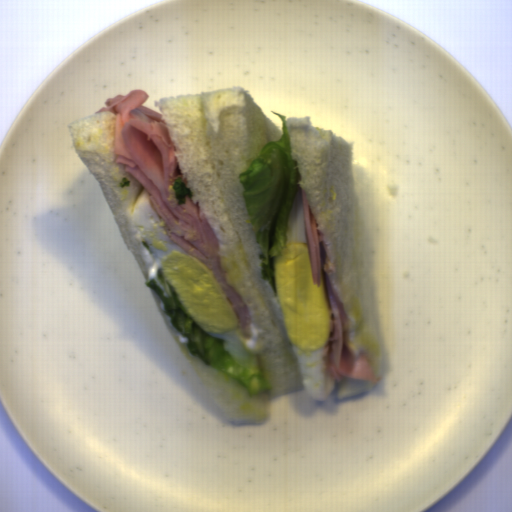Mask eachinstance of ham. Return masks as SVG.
I'll use <instances>...</instances> for the list:
<instances>
[{"mask_svg": "<svg viewBox=\"0 0 512 512\" xmlns=\"http://www.w3.org/2000/svg\"><path fill=\"white\" fill-rule=\"evenodd\" d=\"M146 90L135 88L126 94L105 99V106L94 112L116 115L113 146L114 163L124 165L129 174L148 192L165 234L207 266L236 311L241 329L251 325L250 310L238 290L227 278L219 261L220 240L204 216L200 200L189 195L178 204L173 184L187 179L177 161L169 126L162 114L142 106L149 98Z\"/></svg>", "mask_w": 512, "mask_h": 512, "instance_id": "1", "label": "ham"}, {"mask_svg": "<svg viewBox=\"0 0 512 512\" xmlns=\"http://www.w3.org/2000/svg\"><path fill=\"white\" fill-rule=\"evenodd\" d=\"M306 241L309 253L311 273L314 286L321 285L323 275L329 305L330 334L324 356L327 361L326 375L334 380V384L343 378L369 380L375 385L378 377L368 354L361 353L354 357L348 343V315L342 300L339 298L332 274L336 267L332 260L322 230L318 227L314 212L307 200V192L298 187Z\"/></svg>", "mask_w": 512, "mask_h": 512, "instance_id": "2", "label": "ham"}]
</instances>
